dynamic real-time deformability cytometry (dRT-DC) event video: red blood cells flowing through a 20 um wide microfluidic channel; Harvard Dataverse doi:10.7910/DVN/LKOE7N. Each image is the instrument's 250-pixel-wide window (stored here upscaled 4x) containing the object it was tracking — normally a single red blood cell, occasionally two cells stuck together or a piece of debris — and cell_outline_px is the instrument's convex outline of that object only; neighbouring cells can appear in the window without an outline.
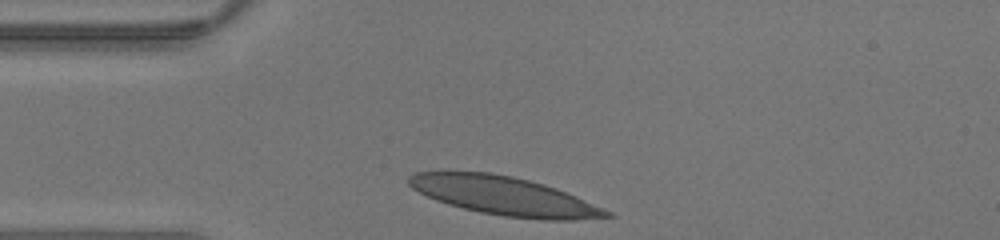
{"species": "human", "species_latin": "Homo sapiens", "temperature_condition": "warm", "stored_images_in_passage": 24, "camera_frame_rate_fps": 3000, "um_per_image_px": 0.085, "donor": {"sex": "male"}, "frame": {"image": 1, "passage_image": 1, "time_ms": 0.0, "image_size_px": [1000, 240], "cell_outline_px": [[616, 216], [576, 220], [544, 220], [504, 216], [480, 212], [448, 204], [436, 200], [412, 188], [408, 184], [408, 176], [416, 172], [488, 172], [512, 176], [544, 184], [556, 188], [576, 196], [612, 212]], "centroid_in_image_um": [42.89, 16.66], "position_along_channel_um": 42.1, "area_um2": 44.16}}
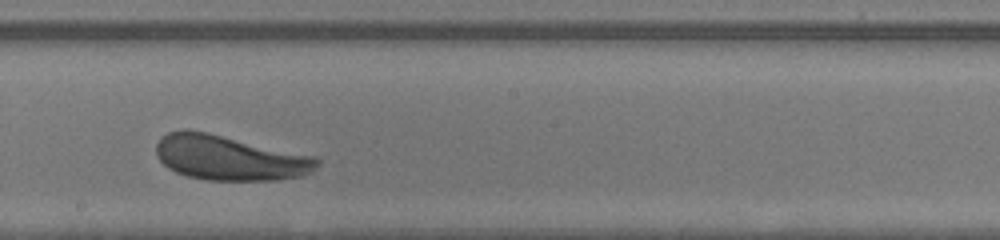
{"frame": {"image": 2, "passage_image": 14, "time_ms": 4.333, "image_size_px": [1000, 240], "cell_outline_px": [[320, 164], [316, 168], [304, 176], [276, 180], [208, 180], [188, 176], [176, 172], [168, 168], [156, 156], [156, 144], [160, 136], [168, 132], [184, 128], [188, 128], [208, 132], [316, 156], [320, 160]], "centroid_in_image_um": [19.5, 13.4], "position_along_channel_um": 228.7, "area_um2": 42.6}}
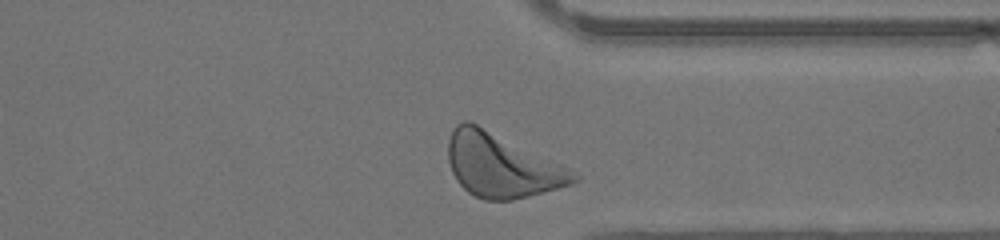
{"frame": {"image": 3, "passage_image": 23, "time_ms": 7.333, "image_size_px": [1000, 240], "cell_outline_px": [[580, 180], [572, 184], [528, 196], [512, 200], [484, 200], [468, 192], [456, 180], [452, 172], [448, 160], [448, 140], [456, 124], [464, 120], [468, 120], [568, 168], [580, 176]], "centroid_in_image_um": [42.6, 14.08], "position_along_channel_um": 368.8, "area_um2": 45.84}}